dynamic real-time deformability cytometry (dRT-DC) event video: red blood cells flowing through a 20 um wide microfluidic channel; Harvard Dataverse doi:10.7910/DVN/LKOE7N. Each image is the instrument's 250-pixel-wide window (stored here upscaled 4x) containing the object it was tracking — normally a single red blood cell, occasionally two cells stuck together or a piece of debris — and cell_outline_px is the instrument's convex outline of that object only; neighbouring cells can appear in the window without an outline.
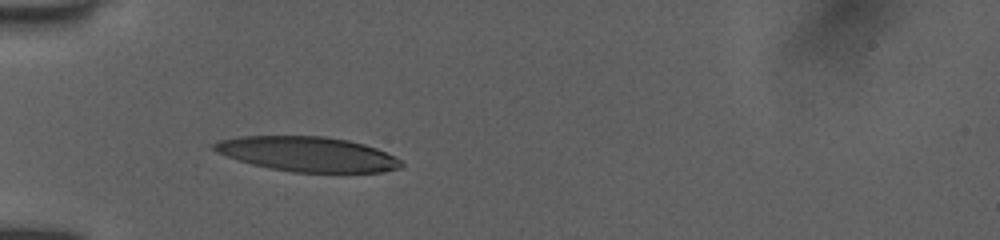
{"species": "human", "species_latin": "Homo sapiens", "temperature_condition": "room temperature", "stored_images_in_passage": 6, "camera_frame_rate_fps": 3000, "um_per_image_px": 0.085, "donor": {"sex": "female"}, "frame": {"image": 1, "passage_image": 5, "time_ms": 4.333, "image_size_px": [1000, 240], "cell_outline_px": [[404, 164], [400, 168], [380, 172], [292, 172], [252, 164], [236, 160], [216, 152], [212, 148], [212, 144], [220, 140], [240, 136], [324, 136], [348, 140], [364, 144], [376, 148], [400, 160]], "centroid_in_image_um": [26.1, 13.09], "position_along_channel_um": 58.9, "area_um2": 37.8}}